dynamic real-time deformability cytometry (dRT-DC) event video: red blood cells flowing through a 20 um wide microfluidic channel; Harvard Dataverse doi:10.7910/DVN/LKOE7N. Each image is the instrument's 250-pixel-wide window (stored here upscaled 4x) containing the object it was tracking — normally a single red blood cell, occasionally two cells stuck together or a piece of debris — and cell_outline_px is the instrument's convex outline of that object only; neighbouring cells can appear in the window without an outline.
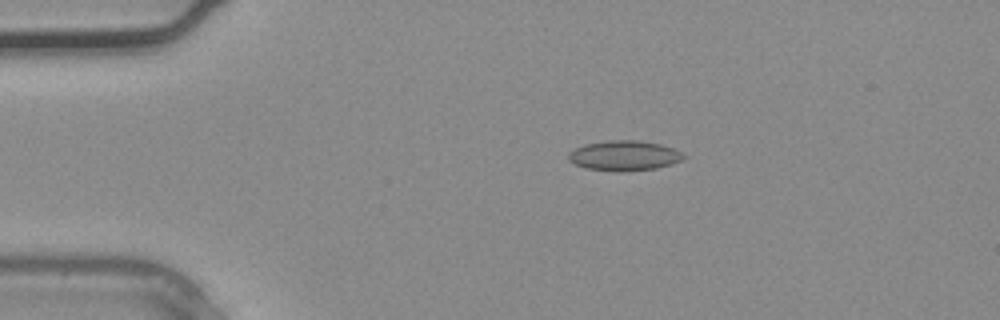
{"species": "common noctule bat (a hibernating species)", "species_latin": "Nyctalus noctula", "temperature_condition": "warm", "stored_images_in_passage": 3, "camera_frame_rate_fps": 3000, "um_per_image_px": 0.085, "animal": {"sex": "male", "body_mass_g": 20.4}, "frame": {"image": 1, "passage_image": 2, "time_ms": 0.333, "image_size_px": [1000, 320], "cell_outline_px": [[684, 156], [680, 160], [672, 164], [656, 168], [620, 172], [616, 172], [584, 168], [568, 160], [568, 152], [584, 144], [608, 140], [640, 140], [660, 144], [672, 148], [680, 152]], "centroid_in_image_um": [53.01, 13.23], "position_along_channel_um": 32.0, "area_um2": 20.17}}